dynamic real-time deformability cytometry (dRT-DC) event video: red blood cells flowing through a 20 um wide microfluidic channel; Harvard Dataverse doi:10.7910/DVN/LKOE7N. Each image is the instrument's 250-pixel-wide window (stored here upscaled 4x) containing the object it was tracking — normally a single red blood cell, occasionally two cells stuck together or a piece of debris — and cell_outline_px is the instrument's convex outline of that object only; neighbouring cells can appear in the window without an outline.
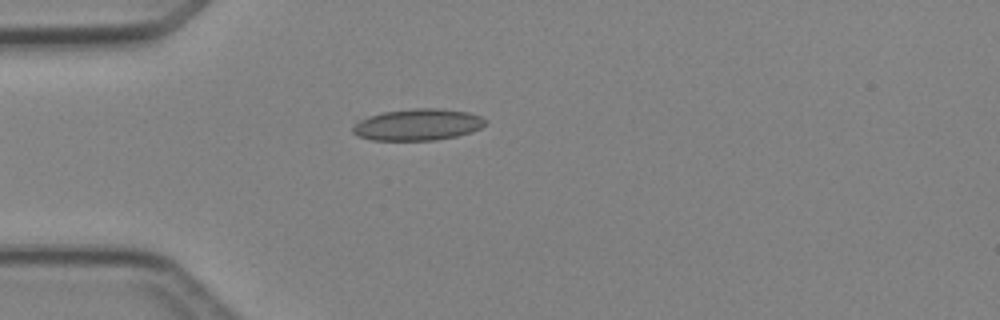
{"species": "Egyptian fruit bat (a non-hibernating species)", "species_latin": "Rousettus aegyptiacus", "temperature_condition": "cold", "stored_images_in_passage": 3, "camera_frame_rate_fps": 3000, "um_per_image_px": 0.085, "animal": {"sex": "female"}, "frame": {"image": 1, "passage_image": 3, "time_ms": 2.333, "image_size_px": [1000, 320], "cell_outline_px": [[488, 120], [480, 128], [472, 132], [456, 136], [436, 140], [372, 140], [356, 136], [352, 132], [352, 128], [360, 120], [368, 116], [384, 112], [416, 108], [436, 108], [468, 112], [480, 116]], "centroid_in_image_um": [35.51, 10.6], "position_along_channel_um": 49.5, "area_um2": 24.33}}